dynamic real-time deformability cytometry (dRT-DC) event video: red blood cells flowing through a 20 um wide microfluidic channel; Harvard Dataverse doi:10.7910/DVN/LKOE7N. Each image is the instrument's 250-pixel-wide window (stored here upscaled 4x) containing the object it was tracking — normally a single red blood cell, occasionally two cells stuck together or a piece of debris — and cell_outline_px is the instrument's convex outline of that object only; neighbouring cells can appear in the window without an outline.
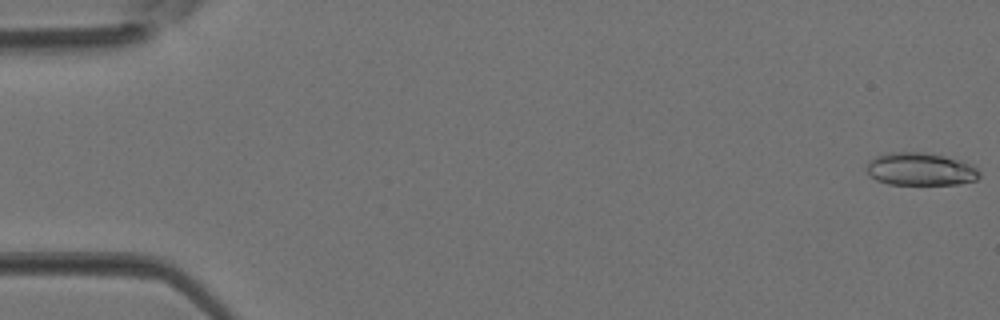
{"species": "Egyptian fruit bat (a non-hibernating species)", "species_latin": "Rousettus aegyptiacus", "temperature_condition": "room temperature", "stored_images_in_passage": 4, "camera_frame_rate_fps": 3000, "um_per_image_px": 0.085, "animal": {"sex": "female"}, "frame": {"image": 1, "passage_image": 1, "time_ms": 0.0, "image_size_px": [1000, 320], "cell_outline_px": [[980, 176], [976, 180], [956, 184], [888, 184], [876, 180], [864, 168], [868, 160], [884, 152], [924, 152], [944, 156], [972, 164], [980, 172]], "centroid_in_image_um": [78.19, 14.37], "position_along_channel_um": 6.8, "area_um2": 21.68}}
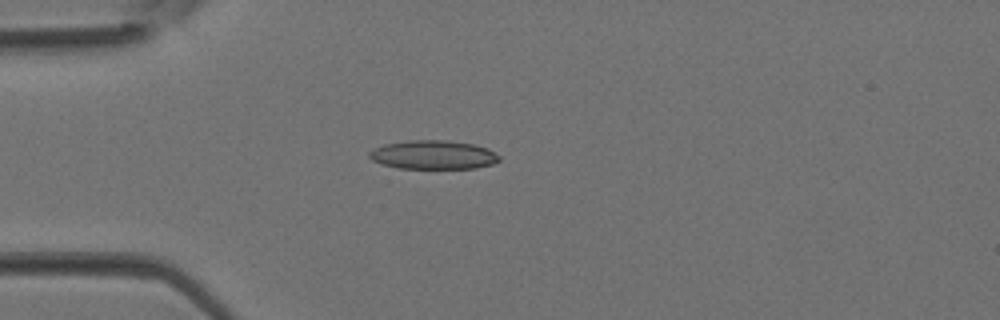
{"frame": {"image": 2, "passage_image": 4, "time_ms": 1.0, "image_size_px": [1000, 320], "cell_outline_px": [[500, 160], [492, 164], [476, 168], [400, 168], [380, 164], [372, 160], [368, 156], [368, 152], [384, 144], [412, 140], [448, 140], [472, 144], [488, 148], [500, 156]], "centroid_in_image_um": [36.83, 13.16], "position_along_channel_um": 48.2, "area_um2": 21.79}}